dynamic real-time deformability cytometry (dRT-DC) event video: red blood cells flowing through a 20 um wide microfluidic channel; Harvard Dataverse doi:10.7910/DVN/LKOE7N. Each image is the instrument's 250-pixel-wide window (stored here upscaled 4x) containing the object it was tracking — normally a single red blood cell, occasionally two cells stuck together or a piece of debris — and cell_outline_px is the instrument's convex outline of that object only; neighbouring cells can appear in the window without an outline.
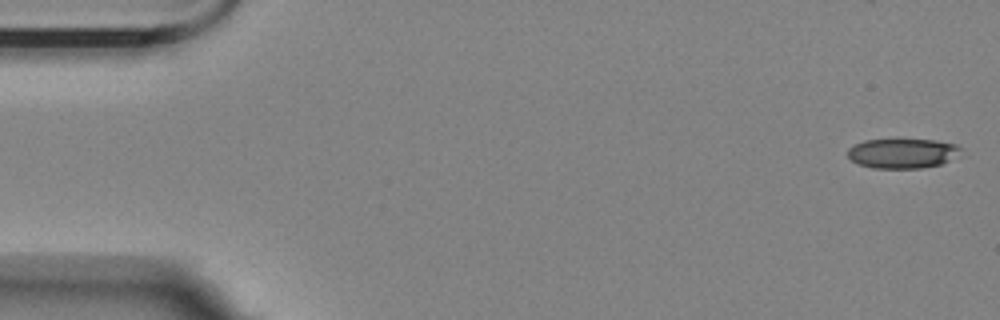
{"species": "Egyptian fruit bat (a non-hibernating species)", "species_latin": "Rousettus aegyptiacus", "temperature_condition": "room temperature", "stored_images_in_passage": 56, "camera_frame_rate_fps": 3000, "um_per_image_px": 0.085, "animal": {"sex": "female"}, "frame": {"image": 1, "passage_image": 1, "time_ms": 0.0, "image_size_px": [1000, 320], "cell_outline_px": [[964, 148], [948, 160], [940, 164], [920, 168], [872, 168], [860, 164], [852, 160], [848, 156], [848, 148], [864, 140], [936, 140], [956, 144]], "centroid_in_image_um": [76.7, 13.03], "position_along_channel_um": 8.3, "area_um2": 19.31}}
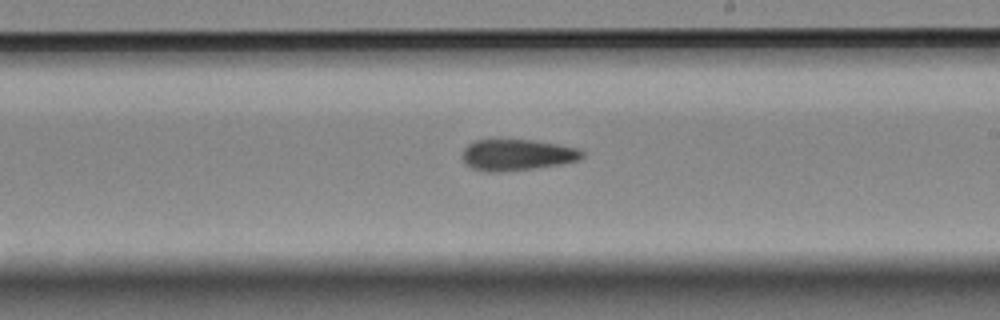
{"frame": {"image": 2, "passage_image": 32, "time_ms": 10.333, "image_size_px": [1000, 320], "cell_outline_px": [[584, 156], [580, 160], [560, 164], [532, 168], [500, 172], [488, 172], [472, 168], [464, 160], [464, 148], [468, 144], [476, 140], [532, 140], [556, 144], [576, 148], [584, 152]], "centroid_in_image_um": [43.97, 13.16], "position_along_channel_um": 245.0, "area_um2": 21.44}}
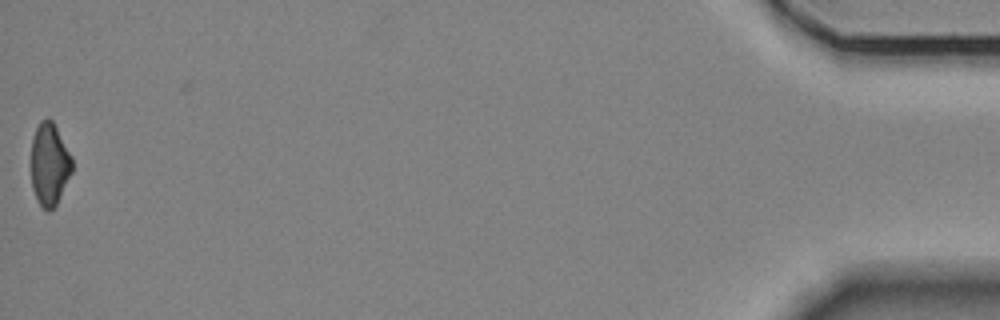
{"frame": {"image": 3, "passage_image": 56, "time_ms": 18.333, "image_size_px": [1000, 320], "cell_outline_px": [[72, 172], [56, 204], [48, 212], [36, 200], [32, 188], [32, 136], [40, 120], [48, 116], [52, 120], [72, 156]], "centroid_in_image_um": [4.2, 13.93], "position_along_channel_um": 431.0, "area_um2": 19.65}, "authors_computed_cell_mechanics": {"area_um2": 21.5883, "velocity_mm_per_s": 3.5327, "shape_relaxation_time_tau1_ms": 10.8871, "shape_relaxation_time_tau2_ms": 8.2049, "deformation_change_tau1": 0.187, "deformation_change_tau2": 0.1629}}